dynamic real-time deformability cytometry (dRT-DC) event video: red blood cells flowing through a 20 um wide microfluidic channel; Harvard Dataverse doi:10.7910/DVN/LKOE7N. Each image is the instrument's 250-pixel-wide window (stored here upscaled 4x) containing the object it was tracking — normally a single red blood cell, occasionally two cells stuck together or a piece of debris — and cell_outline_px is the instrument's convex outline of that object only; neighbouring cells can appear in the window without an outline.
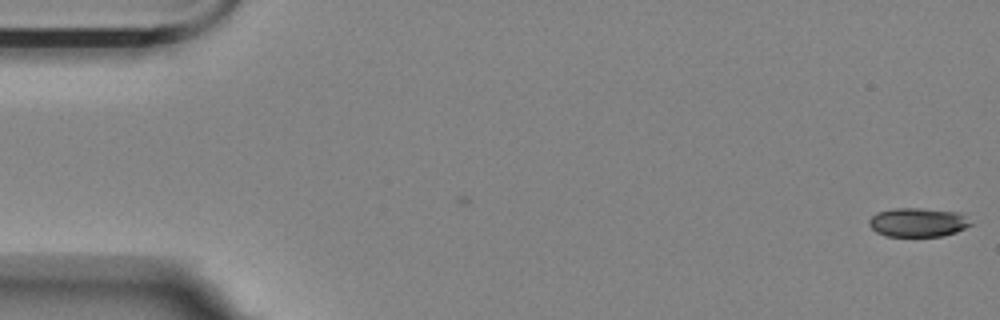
{"species": "Egyptian fruit bat (a non-hibernating species)", "species_latin": "Rousettus aegyptiacus", "temperature_condition": "room temperature", "stored_images_in_passage": 3, "camera_frame_rate_fps": 3000, "um_per_image_px": 0.085, "animal": {"sex": "female"}, "frame": {"image": 1, "passage_image": 3, "time_ms": 0.667, "image_size_px": [1000, 320], "cell_outline_px": [[972, 224], [956, 232], [944, 236], [884, 236], [876, 232], [868, 224], [868, 220], [876, 212], [892, 208], [920, 208], [960, 212]], "centroid_in_image_um": [77.98, 18.89], "position_along_channel_um": 7.0, "area_um2": 17.22}}